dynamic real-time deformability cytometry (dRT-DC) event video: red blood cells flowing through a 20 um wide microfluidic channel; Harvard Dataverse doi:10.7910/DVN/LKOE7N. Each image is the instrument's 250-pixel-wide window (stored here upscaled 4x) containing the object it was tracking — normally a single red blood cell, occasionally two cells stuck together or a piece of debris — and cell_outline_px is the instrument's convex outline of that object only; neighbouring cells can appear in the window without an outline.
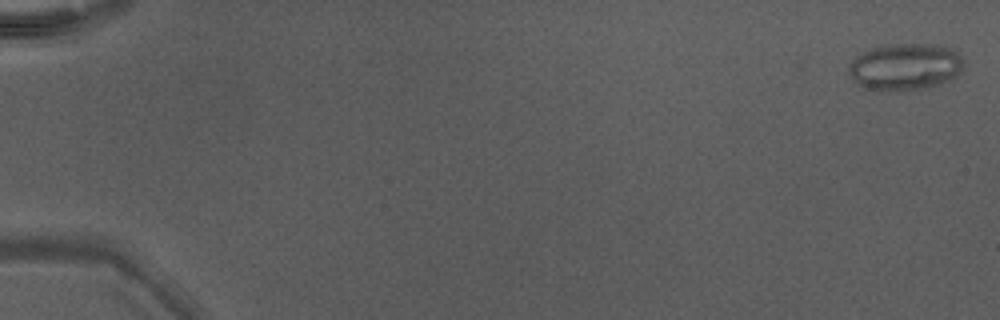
{"species": "Egyptian fruit bat (a non-hibernating species)", "species_latin": "Rousettus aegyptiacus", "temperature_condition": "warm", "stored_images_in_passage": 8, "camera_frame_rate_fps": 3000, "um_per_image_px": 0.085, "animal": {"sex": "male"}, "frame": {"image": 1, "passage_image": 1, "time_ms": 0.0, "image_size_px": [1000, 320], "cell_outline_px": [[964, 64], [960, 72], [956, 76], [936, 84], [924, 88], [892, 92], [864, 88], [852, 80], [848, 72], [848, 64], [856, 56], [872, 48], [888, 44], [940, 44], [952, 48], [964, 60]], "centroid_in_image_um": [76.91, 5.67], "position_along_channel_um": 8.1, "area_um2": 31.62}}